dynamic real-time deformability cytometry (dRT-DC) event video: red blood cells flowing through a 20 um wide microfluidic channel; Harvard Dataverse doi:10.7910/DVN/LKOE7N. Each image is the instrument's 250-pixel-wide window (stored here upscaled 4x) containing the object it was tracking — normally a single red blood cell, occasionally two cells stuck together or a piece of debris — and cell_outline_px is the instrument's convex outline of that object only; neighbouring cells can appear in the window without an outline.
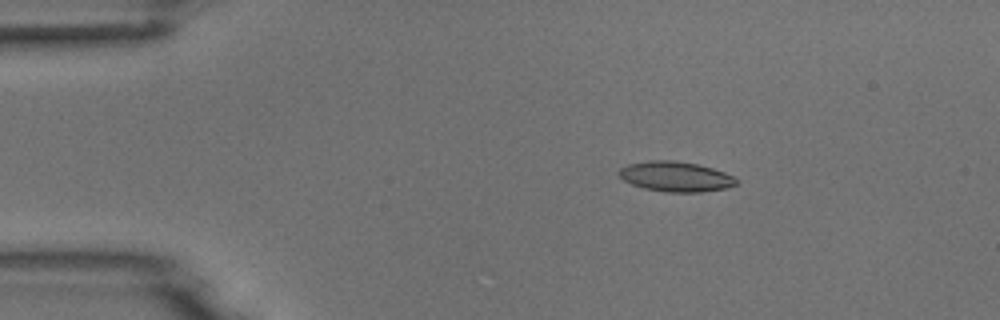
{"species": "common noctule bat (a hibernating species)", "species_latin": "Nyctalus noctula", "temperature_condition": "room temperature", "stored_images_in_passage": 4, "camera_frame_rate_fps": 3000, "um_per_image_px": 0.085, "animal": {"sex": "male", "body_mass_g": 18.8}, "frame": {"image": 1, "passage_image": 3, "time_ms": 2.667, "image_size_px": [1000, 320], "cell_outline_px": [[740, 180], [736, 184], [724, 188], [700, 192], [664, 192], [644, 188], [632, 184], [624, 180], [616, 172], [620, 168], [628, 164], [648, 160], [672, 160], [696, 164], [712, 168], [724, 172]], "centroid_in_image_um": [57.4, 15.0], "position_along_channel_um": 27.6, "area_um2": 20.52}}
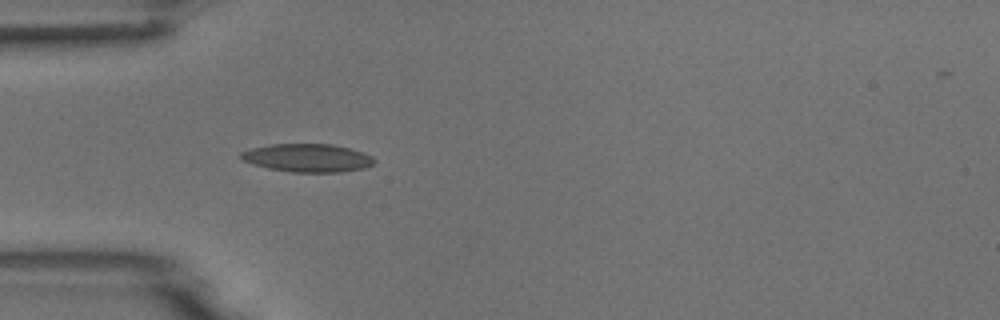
{"frame": {"image": 2, "passage_image": 4, "time_ms": 5.0, "image_size_px": [1000, 320], "cell_outline_px": [[376, 160], [372, 164], [364, 168], [340, 172], [292, 172], [268, 168], [252, 164], [240, 160], [240, 152], [252, 148], [272, 144], [332, 144], [348, 148], [372, 156]], "centroid_in_image_um": [26.1, 13.42], "position_along_channel_um": 58.9, "area_um2": 21.79}}